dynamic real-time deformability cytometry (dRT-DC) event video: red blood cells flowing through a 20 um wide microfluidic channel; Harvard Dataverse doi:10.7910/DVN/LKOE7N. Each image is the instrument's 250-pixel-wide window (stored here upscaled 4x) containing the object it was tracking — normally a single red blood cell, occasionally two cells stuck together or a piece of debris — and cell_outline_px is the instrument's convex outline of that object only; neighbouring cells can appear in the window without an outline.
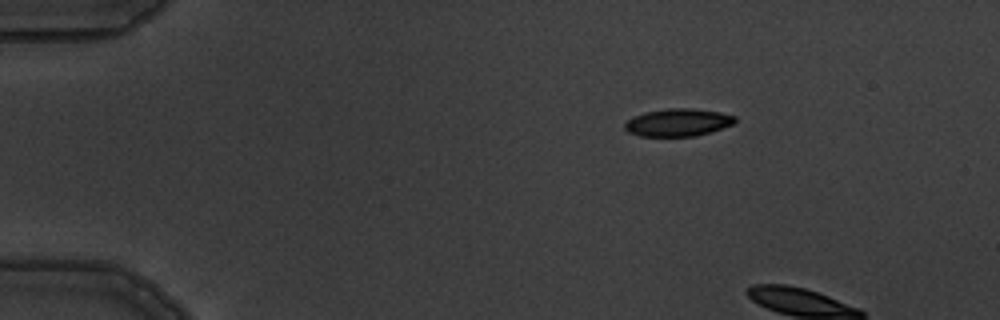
{"species": "common noctule bat (a hibernating species)", "species_latin": "Nyctalus noctula", "temperature_condition": "warm", "stored_images_in_passage": 4, "camera_frame_rate_fps": 3000, "um_per_image_px": 0.085, "animal": {"sex": "male", "body_mass_g": 19.5, "forearm_length_mm": 54.6}, "frame": {"image": 1, "passage_image": 3, "time_ms": 2.333, "image_size_px": [1000, 320], "cell_outline_px": [[736, 120], [732, 124], [696, 136], [640, 136], [628, 132], [624, 128], [624, 124], [632, 116], [644, 112], [668, 108], [692, 108], [720, 112], [736, 116]], "centroid_in_image_um": [57.59, 10.4], "position_along_channel_um": 27.4, "area_um2": 17.69}}